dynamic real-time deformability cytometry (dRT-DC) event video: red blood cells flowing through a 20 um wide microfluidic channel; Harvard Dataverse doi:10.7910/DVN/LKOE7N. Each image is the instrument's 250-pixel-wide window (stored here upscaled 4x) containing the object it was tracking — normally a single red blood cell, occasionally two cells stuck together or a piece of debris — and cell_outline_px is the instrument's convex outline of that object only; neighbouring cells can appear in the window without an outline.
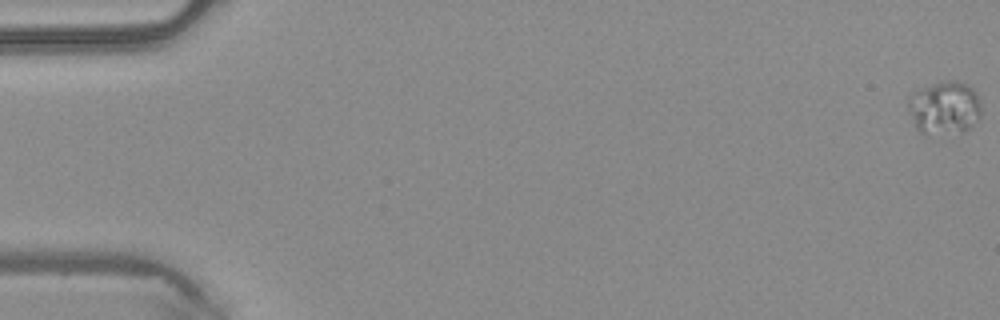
{"species": "common noctule bat (a hibernating species)", "species_latin": "Nyctalus noctula", "temperature_condition": "warm", "stored_images_in_passage": 6, "camera_frame_rate_fps": 3000, "um_per_image_px": 0.085, "animal": {"sex": "male", "body_mass_g": 20.4}, "frame": {"image": 1, "passage_image": 1, "time_ms": 0.0, "image_size_px": [1000, 320], "cell_outline_px": [[980, 116], [964, 132], [924, 136], [916, 128], [908, 104], [908, 96], [912, 92], [932, 84], [944, 80], [956, 80], [968, 84], [976, 92], [980, 100]], "centroid_in_image_um": [80.27, 9.16], "position_along_channel_um": 4.7, "area_um2": 22.95}}
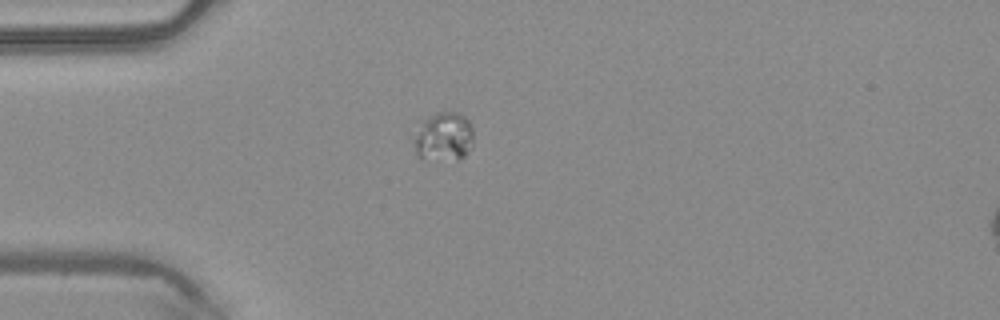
{"frame": {"image": 2, "passage_image": 5, "time_ms": 1.333, "image_size_px": [1000, 320], "cell_outline_px": [[472, 148], [464, 156], [456, 160], [420, 156], [416, 152], [412, 140], [424, 124], [436, 112], [456, 112], [464, 116], [472, 124]], "centroid_in_image_um": [37.79, 11.62], "position_along_channel_um": 47.2, "area_um2": 16.3}}